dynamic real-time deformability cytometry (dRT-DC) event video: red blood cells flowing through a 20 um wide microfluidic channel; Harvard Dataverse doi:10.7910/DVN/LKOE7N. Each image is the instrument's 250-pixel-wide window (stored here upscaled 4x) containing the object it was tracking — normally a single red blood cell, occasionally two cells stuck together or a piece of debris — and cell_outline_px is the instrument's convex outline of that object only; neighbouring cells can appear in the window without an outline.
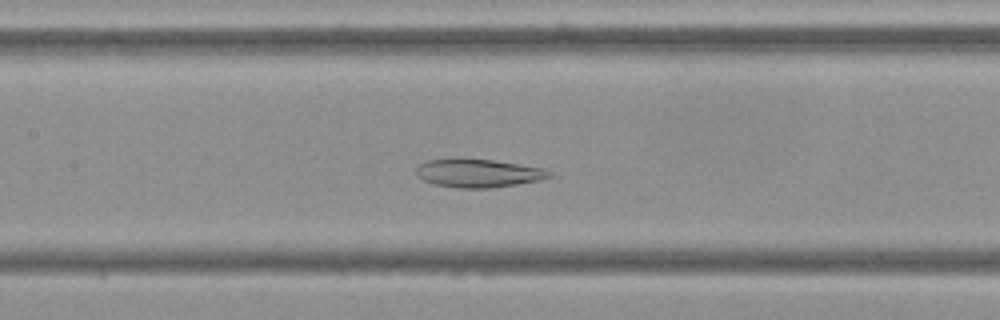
{"species": "Egyptian fruit bat (a non-hibernating species)", "species_latin": "Rousettus aegyptiacus", "temperature_condition": "cold", "stored_images_in_passage": 53, "camera_frame_rate_fps": 3000, "um_per_image_px": 0.085, "frame": {"image": 1, "passage_image": 24, "time_ms": 7.667, "image_size_px": [1000, 320], "cell_outline_px": [[552, 176], [540, 180], [492, 188], [456, 188], [436, 184], [424, 180], [416, 176], [416, 168], [424, 160], [460, 156], [464, 156], [492, 160], [544, 168], [552, 172]], "centroid_in_image_um": [40.6, 14.68], "position_along_channel_um": 166.8, "area_um2": 22.6}}
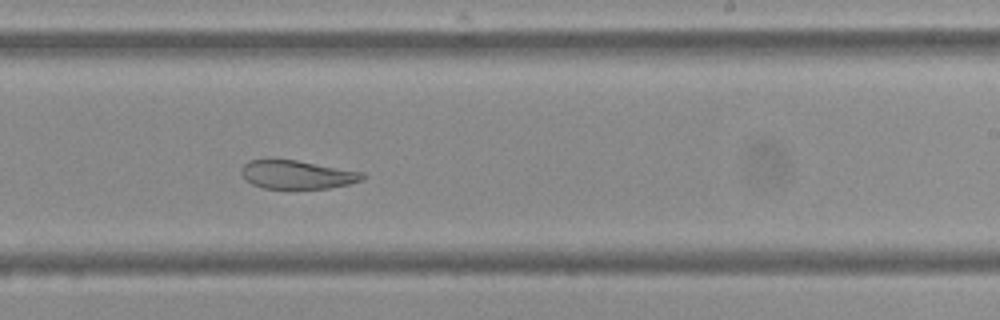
{"frame": {"image": 2, "passage_image": 32, "time_ms": 10.333, "image_size_px": [1000, 320], "cell_outline_px": [[368, 176], [364, 180], [348, 184], [328, 188], [264, 188], [252, 184], [240, 172], [240, 168], [248, 160], [296, 160], [364, 172]], "centroid_in_image_um": [25.3, 14.84], "position_along_channel_um": 263.7, "area_um2": 20.0}}
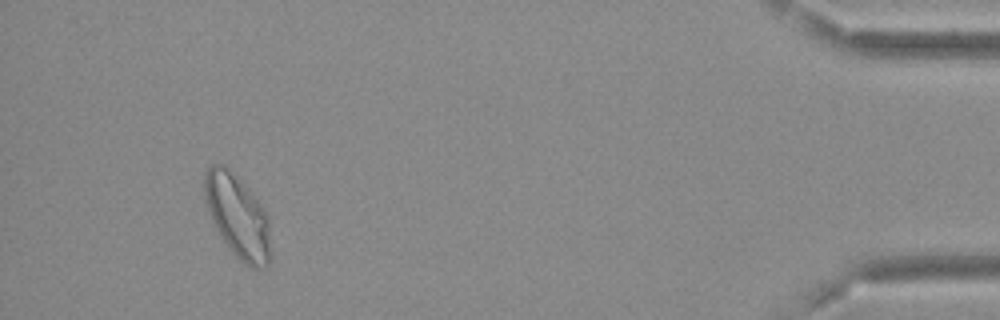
{"frame": {"image": 3, "passage_image": 50, "time_ms": 16.333, "image_size_px": [1000, 320], "cell_outline_px": [[268, 264], [264, 268], [248, 268], [232, 252], [216, 228], [212, 220], [204, 200], [204, 172], [212, 164], [224, 164], [244, 184], [264, 208], [268, 216]], "centroid_in_image_um": [20.16, 18.36], "position_along_channel_um": 415.0, "area_um2": 31.56}, "authors_computed_cell_mechanics": {"area_um2": 27.2816, "velocity_mm_per_s": 3.6502, "shape_relaxation_time_tau1_ms": null, "shape_relaxation_time_tau2_ms": 2.9972, "deformation_change_tau1": null, "deformation_change_tau2": 0.0851}}